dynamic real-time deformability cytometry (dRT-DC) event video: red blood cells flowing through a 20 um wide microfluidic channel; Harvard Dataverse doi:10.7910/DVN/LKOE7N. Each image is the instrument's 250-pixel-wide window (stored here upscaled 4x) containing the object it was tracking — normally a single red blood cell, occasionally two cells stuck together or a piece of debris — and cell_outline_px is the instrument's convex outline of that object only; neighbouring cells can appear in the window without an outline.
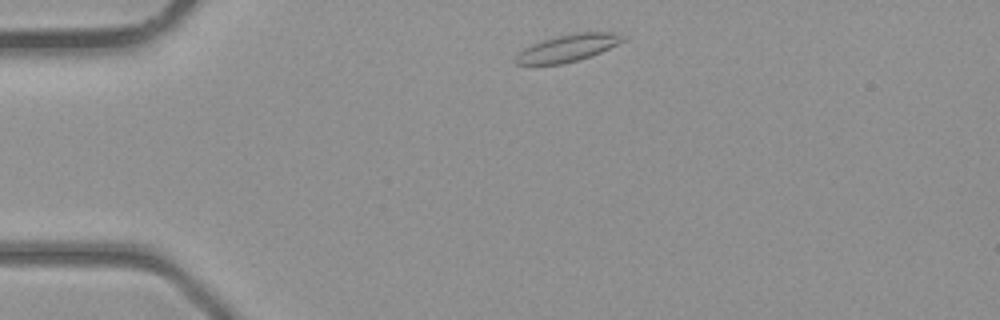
{"species": "common noctule bat (a hibernating species)", "species_latin": "Nyctalus noctula", "temperature_condition": "room temperature", "stored_images_in_passage": 34, "camera_frame_rate_fps": 3000, "um_per_image_px": 0.085, "animal": {"sex": "male", "body_mass_g": 23.1, "forearm_length_mm": 52.7}, "frame": {"image": 1, "passage_image": 2, "time_ms": 0.333, "image_size_px": [1000, 320], "cell_outline_px": [[628, 40], [592, 56], [580, 60], [560, 64], [516, 64], [512, 60], [524, 48], [532, 44], [544, 40], [560, 36], [580, 32], [616, 32], [628, 36]], "centroid_in_image_um": [48.36, 4.08], "position_along_channel_um": 36.6, "area_um2": 17.05}}
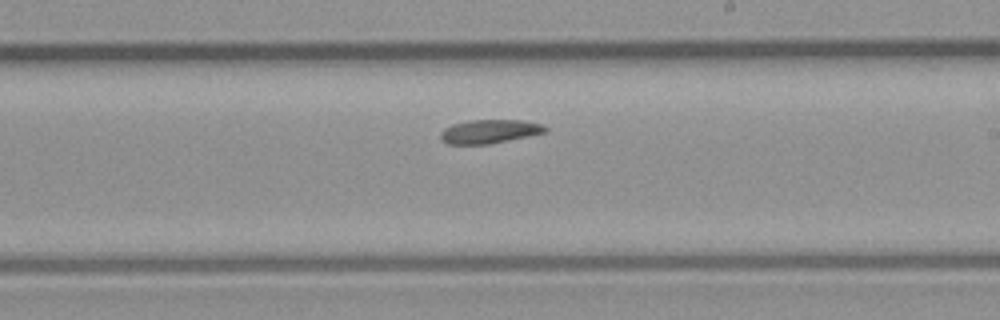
{"frame": {"image": 2, "passage_image": 17, "time_ms": 5.333, "image_size_px": [1000, 320], "cell_outline_px": [[548, 128], [544, 132], [528, 136], [488, 144], [448, 144], [440, 140], [440, 132], [444, 128], [452, 124], [468, 120], [524, 120], [544, 124]], "centroid_in_image_um": [41.58, 11.16], "position_along_channel_um": 247.4, "area_um2": 14.57}}
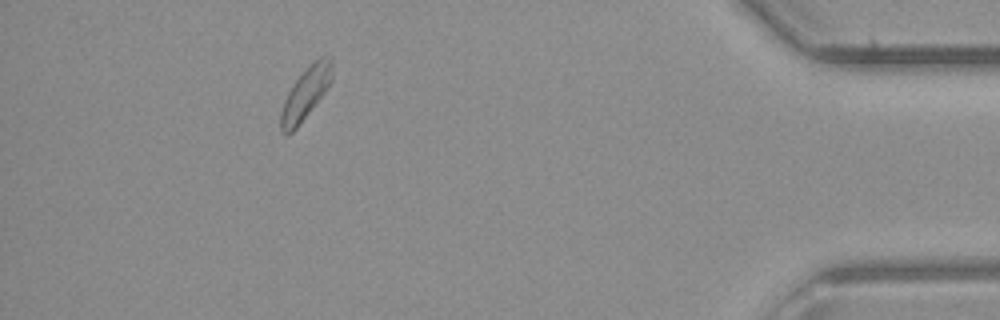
{"frame": {"image": 3, "passage_image": 30, "time_ms": 9.667, "image_size_px": [1000, 320], "cell_outline_px": [[332, 80], [324, 92], [296, 128], [288, 136], [284, 136], [280, 132], [280, 112], [284, 100], [288, 92], [296, 80], [320, 56], [332, 56]], "centroid_in_image_um": [25.95, 7.99], "position_along_channel_um": 409.3, "area_um2": 15.2}}